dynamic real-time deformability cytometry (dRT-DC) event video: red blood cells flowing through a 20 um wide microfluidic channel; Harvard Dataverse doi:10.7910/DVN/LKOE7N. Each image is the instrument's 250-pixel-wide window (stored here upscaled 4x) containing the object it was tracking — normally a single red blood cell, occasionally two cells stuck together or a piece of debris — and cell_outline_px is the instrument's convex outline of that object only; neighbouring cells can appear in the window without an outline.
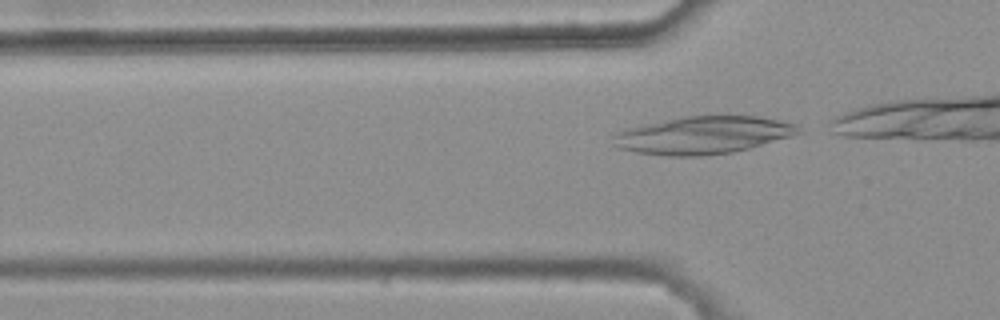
{"species": "common noctule bat (a hibernating species)", "species_latin": "Nyctalus noctula", "temperature_condition": "warm", "stored_images_in_passage": 5, "camera_frame_rate_fps": 3000, "um_per_image_px": 0.085, "animal": {"sex": "female", "body_mass_g": 25.1}, "frame": {"image": 1, "passage_image": 5, "time_ms": 1.333, "image_size_px": [1000, 320], "cell_outline_px": [[800, 132], [792, 136], [748, 148], [732, 152], [700, 156], [668, 156], [636, 152], [616, 148], [612, 136], [616, 132], [624, 128], [644, 124], [688, 116], [760, 116], [800, 124]], "centroid_in_image_um": [59.76, 11.48], "position_along_channel_um": 66.0, "area_um2": 40.52}}